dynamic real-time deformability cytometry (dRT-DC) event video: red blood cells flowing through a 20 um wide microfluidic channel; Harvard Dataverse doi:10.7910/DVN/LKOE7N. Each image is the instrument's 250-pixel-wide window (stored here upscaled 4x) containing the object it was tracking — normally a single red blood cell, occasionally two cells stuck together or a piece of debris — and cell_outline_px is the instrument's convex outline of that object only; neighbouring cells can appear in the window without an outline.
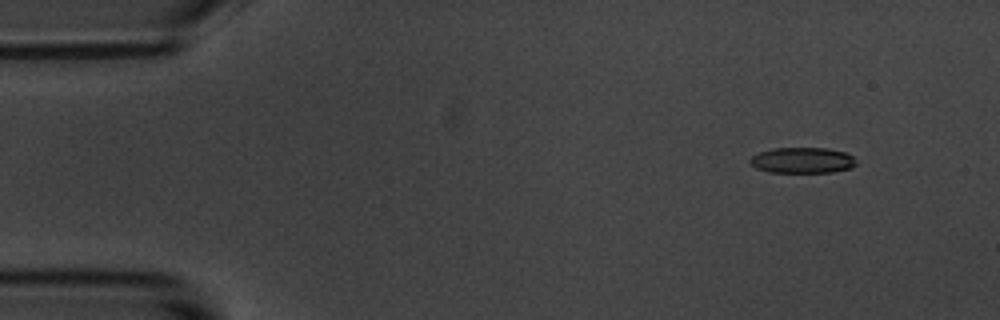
{"species": "common noctule bat (a hibernating species)", "species_latin": "Nyctalus noctula", "temperature_condition": "room temperature", "stored_images_in_passage": 4, "camera_frame_rate_fps": 3000, "um_per_image_px": 0.085, "animal": {"sex": "male", "body_mass_g": 20.1, "forearm_length_mm": 53.5}, "frame": {"image": 1, "passage_image": 1, "time_ms": 0.0, "image_size_px": [1000, 320], "cell_outline_px": [[856, 164], [852, 168], [832, 172], [768, 172], [756, 168], [748, 160], [752, 156], [760, 152], [772, 148], [828, 148], [844, 152], [852, 156]], "centroid_in_image_um": [68.19, 13.62], "position_along_channel_um": 16.8, "area_um2": 15.9}}
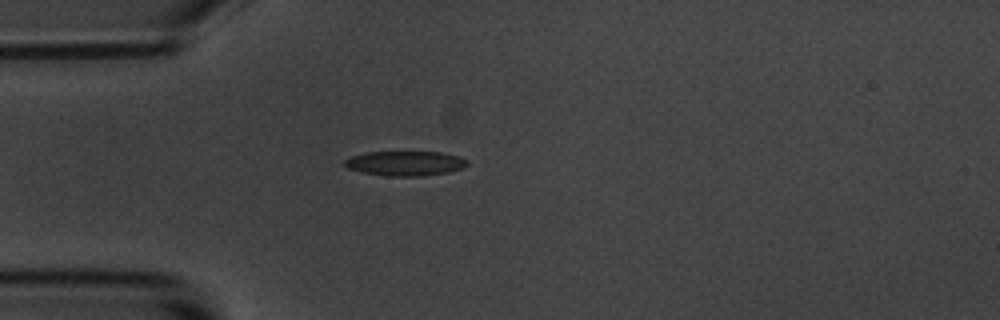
{"frame": {"image": 2, "passage_image": 4, "time_ms": 3.333, "image_size_px": [1000, 320], "cell_outline_px": [[468, 164], [460, 168], [448, 172], [420, 176], [388, 176], [364, 172], [348, 168], [344, 164], [344, 160], [352, 156], [368, 152], [440, 152], [456, 156], [468, 160]], "centroid_in_image_um": [34.43, 13.88], "position_along_channel_um": 50.6, "area_um2": 17.34}}